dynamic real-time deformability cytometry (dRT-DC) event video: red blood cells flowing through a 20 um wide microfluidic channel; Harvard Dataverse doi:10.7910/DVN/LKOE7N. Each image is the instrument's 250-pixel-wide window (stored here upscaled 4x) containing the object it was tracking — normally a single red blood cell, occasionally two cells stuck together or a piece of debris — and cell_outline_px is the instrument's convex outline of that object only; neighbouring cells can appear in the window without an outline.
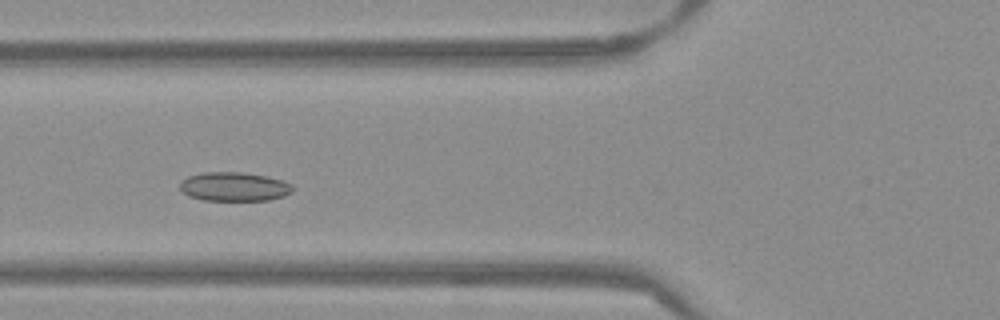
{"species": "Egyptian fruit bat (a non-hibernating species)", "species_latin": "Rousettus aegyptiacus", "temperature_condition": "warm", "stored_images_in_passage": 47, "camera_frame_rate_fps": 3000, "um_per_image_px": 0.085, "frame": {"image": 1, "passage_image": 14, "time_ms": 4.333, "image_size_px": [1000, 320], "cell_outline_px": [[296, 188], [292, 192], [284, 196], [268, 200], [204, 200], [188, 196], [180, 188], [180, 180], [188, 176], [204, 172], [244, 172], [264, 176], [280, 180], [292, 184]], "centroid_in_image_um": [19.91, 15.86], "position_along_channel_um": 105.9, "area_um2": 19.07}}
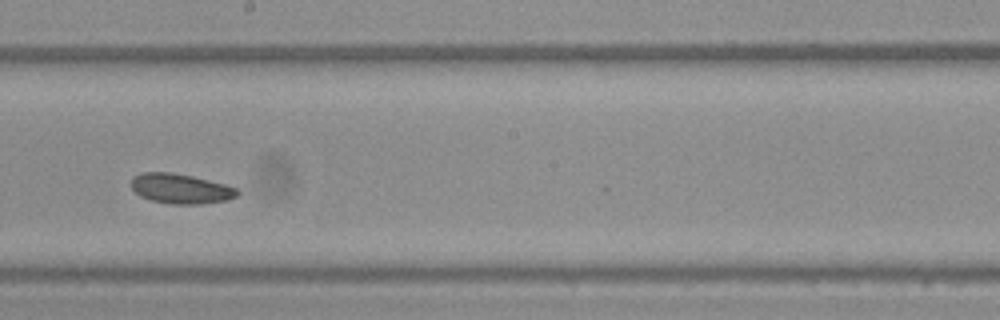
{"frame": {"image": 2, "passage_image": 24, "time_ms": 7.667, "image_size_px": [1000, 320], "cell_outline_px": [[240, 192], [236, 196], [228, 200], [200, 204], [172, 204], [152, 200], [140, 196], [132, 188], [132, 176], [140, 172], [172, 172], [192, 176], [224, 184], [236, 188]], "centroid_in_image_um": [15.35, 16.03], "position_along_channel_um": 232.9, "area_um2": 18.44}}
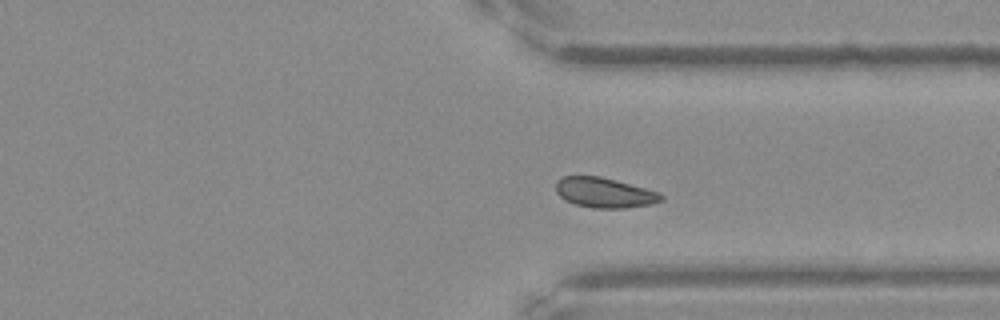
{"frame": {"image": 3, "passage_image": 34, "time_ms": 11.0, "image_size_px": [1000, 320], "cell_outline_px": [[664, 200], [652, 204], [624, 208], [592, 208], [576, 204], [564, 200], [556, 192], [556, 180], [564, 176], [600, 176], [660, 192], [664, 196]], "centroid_in_image_um": [51.39, 16.38], "position_along_channel_um": 360.0, "area_um2": 18.5}, "authors_computed_cell_mechanics": {"area_um2": 18.6116, "velocity_mm_per_s": 3.8072, "shape_relaxation_time_tau1_ms": 5.149, "shape_relaxation_time_tau2_ms": 9.006, "deformation_change_tau1": 0.037, "deformation_change_tau2": 0.1075}}